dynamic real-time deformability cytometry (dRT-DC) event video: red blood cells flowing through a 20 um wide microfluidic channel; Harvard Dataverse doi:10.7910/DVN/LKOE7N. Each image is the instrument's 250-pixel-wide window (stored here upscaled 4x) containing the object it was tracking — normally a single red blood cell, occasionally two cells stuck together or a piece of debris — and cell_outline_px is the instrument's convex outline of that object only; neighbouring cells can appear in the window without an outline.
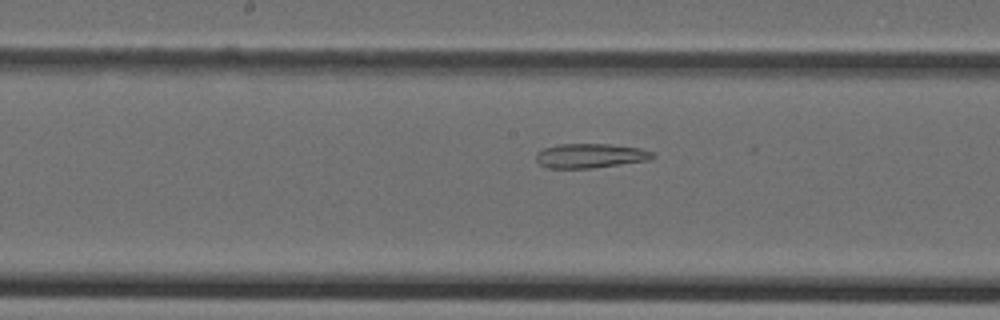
{"species": "Egyptian fruit bat (a non-hibernating species)", "species_latin": "Rousettus aegyptiacus", "temperature_condition": "cold", "stored_images_in_passage": 38, "camera_frame_rate_fps": 3000, "um_per_image_px": 0.085, "animal": {"sex": "female"}, "frame": {"image": 1, "passage_image": 16, "time_ms": 5.0, "image_size_px": [1000, 320], "cell_outline_px": [[656, 156], [652, 160], [592, 168], [544, 168], [536, 160], [536, 152], [544, 148], [560, 144], [608, 144], [640, 148], [656, 152]], "centroid_in_image_um": [50.22, 13.24], "position_along_channel_um": 198.0, "area_um2": 16.82}}
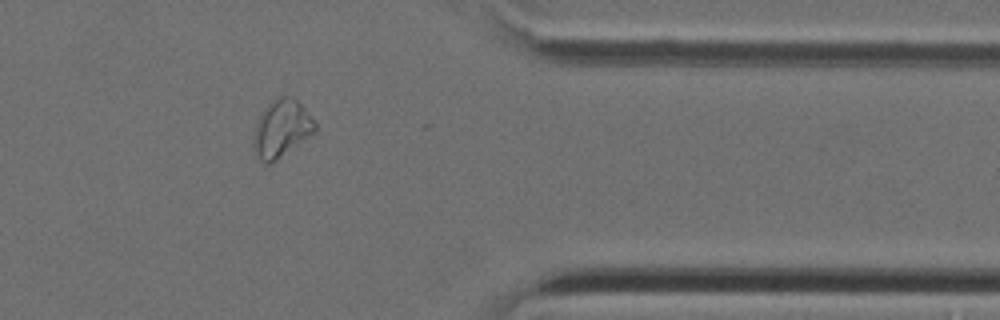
{"frame": {"image": 2, "passage_image": 30, "time_ms": 9.667, "image_size_px": [1000, 320], "cell_outline_px": [[316, 132], [268, 164], [264, 164], [256, 156], [256, 120], [260, 112], [276, 96], [288, 96], [296, 100], [304, 108], [316, 124]], "centroid_in_image_um": [23.94, 10.89], "position_along_channel_um": 387.5, "area_um2": 19.88}}
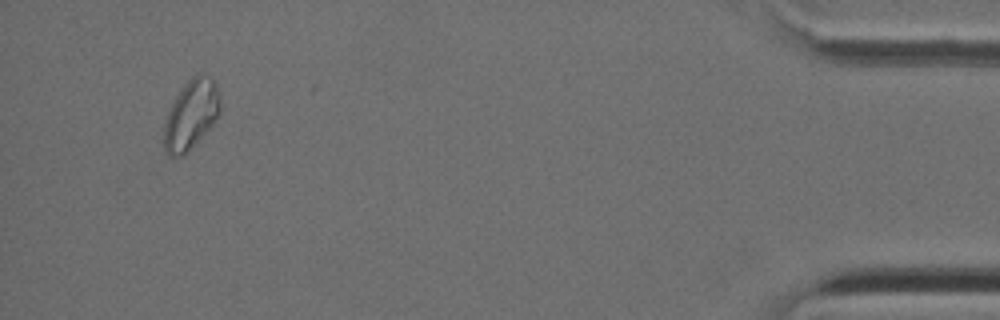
{"frame": {"image": 3, "passage_image": 36, "time_ms": 11.667, "image_size_px": [1000, 320], "cell_outline_px": [[220, 116], [184, 156], [168, 156], [164, 152], [164, 124], [168, 112], [176, 96], [188, 80], [196, 72], [204, 72], [216, 84], [220, 104]], "centroid_in_image_um": [16.24, 9.75], "position_along_channel_um": 419.0, "area_um2": 22.77}}